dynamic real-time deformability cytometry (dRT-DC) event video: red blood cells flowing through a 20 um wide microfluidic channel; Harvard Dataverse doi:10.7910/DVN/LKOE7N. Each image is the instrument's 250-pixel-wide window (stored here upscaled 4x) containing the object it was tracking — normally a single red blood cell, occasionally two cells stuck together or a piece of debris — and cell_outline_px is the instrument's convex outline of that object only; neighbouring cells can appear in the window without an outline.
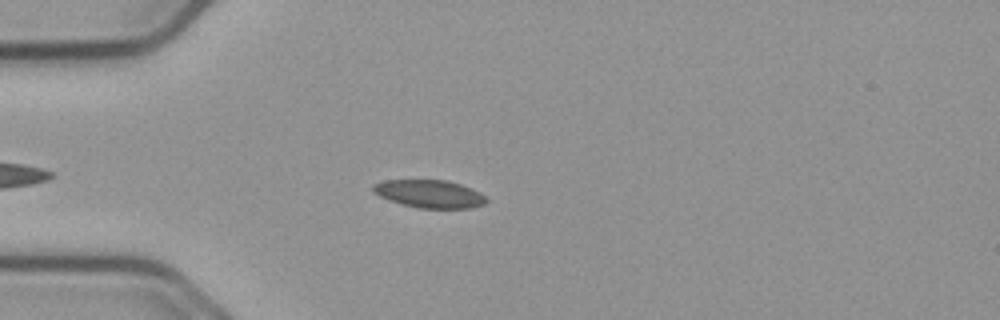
{"species": "common noctule bat (a hibernating species)", "species_latin": "Nyctalus noctula", "temperature_condition": "cold", "stored_images_in_passage": 45, "camera_frame_rate_fps": 3000, "um_per_image_px": 0.085, "animal": {"sex": "male", "body_mass_g": 23.1, "forearm_length_mm": 52.7}, "frame": {"image": 1, "passage_image": 8, "time_ms": 2.333, "image_size_px": [1000, 320], "cell_outline_px": [[488, 200], [484, 204], [472, 208], [416, 208], [400, 204], [388, 200], [372, 192], [372, 184], [384, 180], [448, 180], [460, 184], [480, 192]], "centroid_in_image_um": [36.47, 16.48], "position_along_channel_um": 48.5, "area_um2": 18.55}}
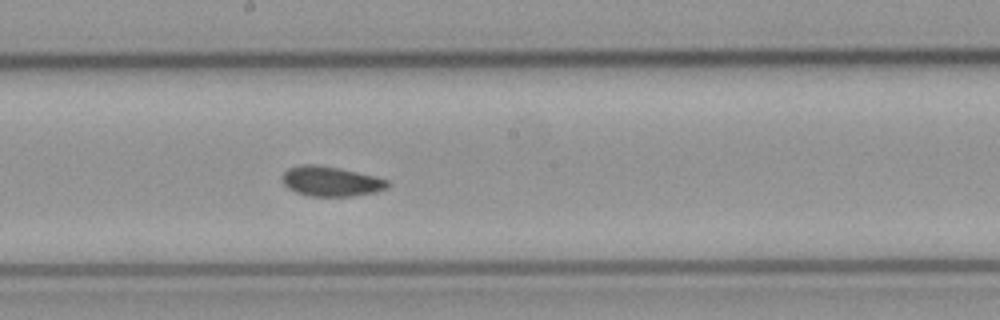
{"frame": {"image": 2, "passage_image": 23, "time_ms": 7.333, "image_size_px": [1000, 320], "cell_outline_px": [[388, 188], [376, 192], [352, 196], [308, 196], [296, 192], [288, 188], [284, 184], [280, 176], [288, 168], [304, 164], [316, 164], [340, 168], [376, 176], [388, 180]], "centroid_in_image_um": [28.12, 15.41], "position_along_channel_um": 220.1, "area_um2": 18.5}}
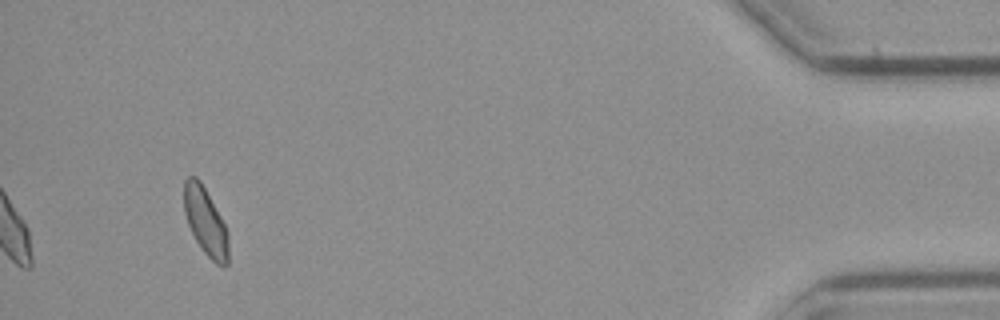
{"frame": {"image": 3, "passage_image": 45, "time_ms": 14.667, "image_size_px": [1000, 320], "cell_outline_px": [[228, 264], [224, 268], [216, 264], [204, 252], [196, 240], [188, 224], [184, 212], [184, 180], [188, 176], [196, 176], [200, 180], [220, 216], [228, 232]], "centroid_in_image_um": [17.47, 18.84], "position_along_channel_um": 417.7, "area_um2": 17.34}, "authors_computed_cell_mechanics": {"area_um2": 18.3804, "velocity_mm_per_s": 3.7191, "shape_relaxation_time_tau1_ms": null, "shape_relaxation_time_tau2_ms": 2.7101, "deformation_change_tau1": null, "deformation_change_tau2": 0.0644}}